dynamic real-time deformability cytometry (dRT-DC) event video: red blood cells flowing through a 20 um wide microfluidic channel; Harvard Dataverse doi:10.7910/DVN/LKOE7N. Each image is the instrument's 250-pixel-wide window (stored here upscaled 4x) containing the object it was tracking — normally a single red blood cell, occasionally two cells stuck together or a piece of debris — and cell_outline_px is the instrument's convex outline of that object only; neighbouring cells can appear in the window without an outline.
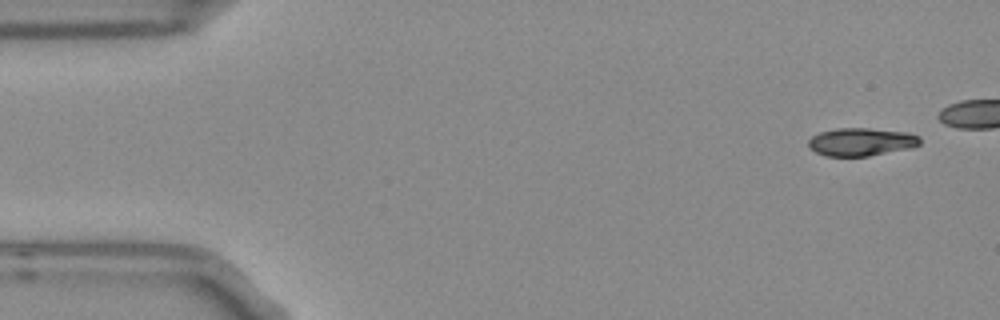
{"species": "Egyptian fruit bat (a non-hibernating species)", "species_latin": "Rousettus aegyptiacus", "temperature_condition": "room temperature", "stored_images_in_passage": 10, "camera_frame_rate_fps": 3000, "um_per_image_px": 0.085, "frame": {"image": 1, "passage_image": 1, "time_ms": 0.0, "image_size_px": [1000, 320], "cell_outline_px": [[920, 144], [912, 148], [868, 156], [824, 156], [808, 148], [808, 140], [812, 136], [820, 132], [836, 128], [868, 128], [908, 132], [920, 136]], "centroid_in_image_um": [73.2, 12.06], "position_along_channel_um": 11.8, "area_um2": 18.38}}
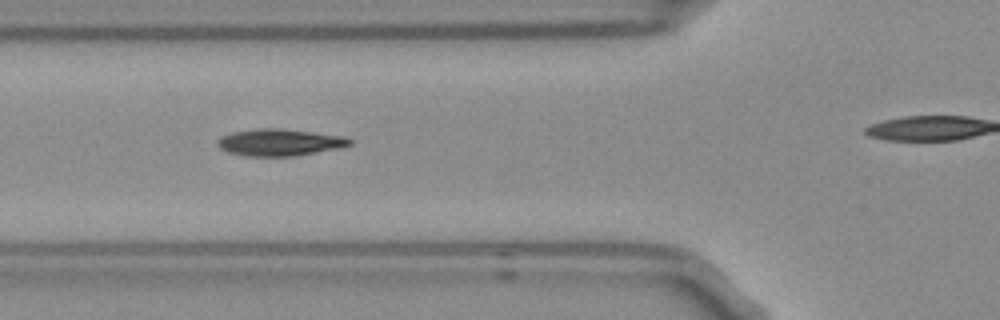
{"frame": {"image": 2, "passage_image": 5, "time_ms": 1.333, "image_size_px": [1000, 320], "cell_outline_px": [[352, 144], [340, 148], [292, 156], [244, 156], [228, 152], [220, 148], [216, 144], [216, 140], [220, 136], [232, 132], [256, 128], [284, 128], [348, 136], [352, 140]], "centroid_in_image_um": [23.77, 12.08], "position_along_channel_um": 102.0, "area_um2": 21.1}}